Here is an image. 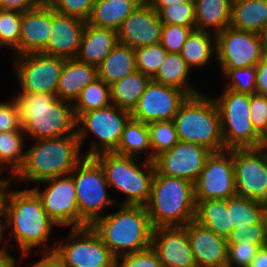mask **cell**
I'll return each mask as SVG.
<instances>
[{
    "label": "cell",
    "instance_id": "cell-43",
    "mask_svg": "<svg viewBox=\"0 0 267 267\" xmlns=\"http://www.w3.org/2000/svg\"><path fill=\"white\" fill-rule=\"evenodd\" d=\"M226 241L227 244L267 246V216L260 223L234 228Z\"/></svg>",
    "mask_w": 267,
    "mask_h": 267
},
{
    "label": "cell",
    "instance_id": "cell-8",
    "mask_svg": "<svg viewBox=\"0 0 267 267\" xmlns=\"http://www.w3.org/2000/svg\"><path fill=\"white\" fill-rule=\"evenodd\" d=\"M70 175L76 188L80 228L92 226L107 214V208L116 207L117 199L108 194L110 186L104 171L93 157H85Z\"/></svg>",
    "mask_w": 267,
    "mask_h": 267
},
{
    "label": "cell",
    "instance_id": "cell-48",
    "mask_svg": "<svg viewBox=\"0 0 267 267\" xmlns=\"http://www.w3.org/2000/svg\"><path fill=\"white\" fill-rule=\"evenodd\" d=\"M6 101H0V132L23 131L14 97Z\"/></svg>",
    "mask_w": 267,
    "mask_h": 267
},
{
    "label": "cell",
    "instance_id": "cell-20",
    "mask_svg": "<svg viewBox=\"0 0 267 267\" xmlns=\"http://www.w3.org/2000/svg\"><path fill=\"white\" fill-rule=\"evenodd\" d=\"M151 248L162 267H197L184 226L154 228Z\"/></svg>",
    "mask_w": 267,
    "mask_h": 267
},
{
    "label": "cell",
    "instance_id": "cell-28",
    "mask_svg": "<svg viewBox=\"0 0 267 267\" xmlns=\"http://www.w3.org/2000/svg\"><path fill=\"white\" fill-rule=\"evenodd\" d=\"M113 153L152 162L147 124L130 117L124 125L120 142Z\"/></svg>",
    "mask_w": 267,
    "mask_h": 267
},
{
    "label": "cell",
    "instance_id": "cell-40",
    "mask_svg": "<svg viewBox=\"0 0 267 267\" xmlns=\"http://www.w3.org/2000/svg\"><path fill=\"white\" fill-rule=\"evenodd\" d=\"M219 70L221 79L225 80L222 88L249 95L256 93V66Z\"/></svg>",
    "mask_w": 267,
    "mask_h": 267
},
{
    "label": "cell",
    "instance_id": "cell-22",
    "mask_svg": "<svg viewBox=\"0 0 267 267\" xmlns=\"http://www.w3.org/2000/svg\"><path fill=\"white\" fill-rule=\"evenodd\" d=\"M197 267H226L228 244L226 238L216 235L196 221L184 226Z\"/></svg>",
    "mask_w": 267,
    "mask_h": 267
},
{
    "label": "cell",
    "instance_id": "cell-7",
    "mask_svg": "<svg viewBox=\"0 0 267 267\" xmlns=\"http://www.w3.org/2000/svg\"><path fill=\"white\" fill-rule=\"evenodd\" d=\"M173 122L180 141L202 145L212 152L227 150L223 143L217 105L206 92L188 96Z\"/></svg>",
    "mask_w": 267,
    "mask_h": 267
},
{
    "label": "cell",
    "instance_id": "cell-24",
    "mask_svg": "<svg viewBox=\"0 0 267 267\" xmlns=\"http://www.w3.org/2000/svg\"><path fill=\"white\" fill-rule=\"evenodd\" d=\"M97 78V67L79 61L77 58L65 59L56 95L61 100L74 103L82 90Z\"/></svg>",
    "mask_w": 267,
    "mask_h": 267
},
{
    "label": "cell",
    "instance_id": "cell-41",
    "mask_svg": "<svg viewBox=\"0 0 267 267\" xmlns=\"http://www.w3.org/2000/svg\"><path fill=\"white\" fill-rule=\"evenodd\" d=\"M158 12L163 24L196 27L194 1L189 0L168 7H152Z\"/></svg>",
    "mask_w": 267,
    "mask_h": 267
},
{
    "label": "cell",
    "instance_id": "cell-33",
    "mask_svg": "<svg viewBox=\"0 0 267 267\" xmlns=\"http://www.w3.org/2000/svg\"><path fill=\"white\" fill-rule=\"evenodd\" d=\"M195 218L201 226L226 238L230 235V208L228 199L195 201Z\"/></svg>",
    "mask_w": 267,
    "mask_h": 267
},
{
    "label": "cell",
    "instance_id": "cell-54",
    "mask_svg": "<svg viewBox=\"0 0 267 267\" xmlns=\"http://www.w3.org/2000/svg\"><path fill=\"white\" fill-rule=\"evenodd\" d=\"M249 267H267V246L261 247Z\"/></svg>",
    "mask_w": 267,
    "mask_h": 267
},
{
    "label": "cell",
    "instance_id": "cell-35",
    "mask_svg": "<svg viewBox=\"0 0 267 267\" xmlns=\"http://www.w3.org/2000/svg\"><path fill=\"white\" fill-rule=\"evenodd\" d=\"M23 131L0 132V168L12 178L22 167L26 151Z\"/></svg>",
    "mask_w": 267,
    "mask_h": 267
},
{
    "label": "cell",
    "instance_id": "cell-59",
    "mask_svg": "<svg viewBox=\"0 0 267 267\" xmlns=\"http://www.w3.org/2000/svg\"><path fill=\"white\" fill-rule=\"evenodd\" d=\"M3 173H4L3 170L0 168V177H3V175H1Z\"/></svg>",
    "mask_w": 267,
    "mask_h": 267
},
{
    "label": "cell",
    "instance_id": "cell-5",
    "mask_svg": "<svg viewBox=\"0 0 267 267\" xmlns=\"http://www.w3.org/2000/svg\"><path fill=\"white\" fill-rule=\"evenodd\" d=\"M145 208L153 228L185 226L195 218L194 184L156 171Z\"/></svg>",
    "mask_w": 267,
    "mask_h": 267
},
{
    "label": "cell",
    "instance_id": "cell-18",
    "mask_svg": "<svg viewBox=\"0 0 267 267\" xmlns=\"http://www.w3.org/2000/svg\"><path fill=\"white\" fill-rule=\"evenodd\" d=\"M188 96L182 90L151 80L137 105L130 112L131 117L145 124L173 120Z\"/></svg>",
    "mask_w": 267,
    "mask_h": 267
},
{
    "label": "cell",
    "instance_id": "cell-50",
    "mask_svg": "<svg viewBox=\"0 0 267 267\" xmlns=\"http://www.w3.org/2000/svg\"><path fill=\"white\" fill-rule=\"evenodd\" d=\"M46 2L47 0H2L0 9L24 13Z\"/></svg>",
    "mask_w": 267,
    "mask_h": 267
},
{
    "label": "cell",
    "instance_id": "cell-51",
    "mask_svg": "<svg viewBox=\"0 0 267 267\" xmlns=\"http://www.w3.org/2000/svg\"><path fill=\"white\" fill-rule=\"evenodd\" d=\"M37 254L40 256L39 260L31 263L30 267H67L55 251L36 252Z\"/></svg>",
    "mask_w": 267,
    "mask_h": 267
},
{
    "label": "cell",
    "instance_id": "cell-29",
    "mask_svg": "<svg viewBox=\"0 0 267 267\" xmlns=\"http://www.w3.org/2000/svg\"><path fill=\"white\" fill-rule=\"evenodd\" d=\"M233 0H195L196 30L218 33L230 26Z\"/></svg>",
    "mask_w": 267,
    "mask_h": 267
},
{
    "label": "cell",
    "instance_id": "cell-14",
    "mask_svg": "<svg viewBox=\"0 0 267 267\" xmlns=\"http://www.w3.org/2000/svg\"><path fill=\"white\" fill-rule=\"evenodd\" d=\"M215 35L218 69L256 66L266 54L258 33L229 26Z\"/></svg>",
    "mask_w": 267,
    "mask_h": 267
},
{
    "label": "cell",
    "instance_id": "cell-27",
    "mask_svg": "<svg viewBox=\"0 0 267 267\" xmlns=\"http://www.w3.org/2000/svg\"><path fill=\"white\" fill-rule=\"evenodd\" d=\"M193 70H202L216 58V35L213 32L193 30L179 53ZM208 65V66H207ZM206 66V67H205Z\"/></svg>",
    "mask_w": 267,
    "mask_h": 267
},
{
    "label": "cell",
    "instance_id": "cell-1",
    "mask_svg": "<svg viewBox=\"0 0 267 267\" xmlns=\"http://www.w3.org/2000/svg\"><path fill=\"white\" fill-rule=\"evenodd\" d=\"M13 186V182L8 181L2 192L0 243H6L4 246L9 247V241L13 240L17 251L20 250L18 258L21 261L36 252L54 251L56 239L51 235L59 227L46 214L40 197L31 187L17 189ZM6 230L8 234H5Z\"/></svg>",
    "mask_w": 267,
    "mask_h": 267
},
{
    "label": "cell",
    "instance_id": "cell-57",
    "mask_svg": "<svg viewBox=\"0 0 267 267\" xmlns=\"http://www.w3.org/2000/svg\"><path fill=\"white\" fill-rule=\"evenodd\" d=\"M10 180H11V178L0 177V206H1V197H2L3 189H4L5 185L7 184V182Z\"/></svg>",
    "mask_w": 267,
    "mask_h": 267
},
{
    "label": "cell",
    "instance_id": "cell-6",
    "mask_svg": "<svg viewBox=\"0 0 267 267\" xmlns=\"http://www.w3.org/2000/svg\"><path fill=\"white\" fill-rule=\"evenodd\" d=\"M102 167L111 189L121 192L120 205L145 206L150 198L156 173L154 162L115 153H100L93 157Z\"/></svg>",
    "mask_w": 267,
    "mask_h": 267
},
{
    "label": "cell",
    "instance_id": "cell-38",
    "mask_svg": "<svg viewBox=\"0 0 267 267\" xmlns=\"http://www.w3.org/2000/svg\"><path fill=\"white\" fill-rule=\"evenodd\" d=\"M152 148V162L161 153L170 150L179 142L173 120L155 121L147 124Z\"/></svg>",
    "mask_w": 267,
    "mask_h": 267
},
{
    "label": "cell",
    "instance_id": "cell-30",
    "mask_svg": "<svg viewBox=\"0 0 267 267\" xmlns=\"http://www.w3.org/2000/svg\"><path fill=\"white\" fill-rule=\"evenodd\" d=\"M141 0H96L87 23L117 31Z\"/></svg>",
    "mask_w": 267,
    "mask_h": 267
},
{
    "label": "cell",
    "instance_id": "cell-12",
    "mask_svg": "<svg viewBox=\"0 0 267 267\" xmlns=\"http://www.w3.org/2000/svg\"><path fill=\"white\" fill-rule=\"evenodd\" d=\"M65 59L42 53L15 56L13 69L19 84L17 93H49L56 95Z\"/></svg>",
    "mask_w": 267,
    "mask_h": 267
},
{
    "label": "cell",
    "instance_id": "cell-31",
    "mask_svg": "<svg viewBox=\"0 0 267 267\" xmlns=\"http://www.w3.org/2000/svg\"><path fill=\"white\" fill-rule=\"evenodd\" d=\"M136 70L135 50L119 42L97 67L98 78L109 86Z\"/></svg>",
    "mask_w": 267,
    "mask_h": 267
},
{
    "label": "cell",
    "instance_id": "cell-21",
    "mask_svg": "<svg viewBox=\"0 0 267 267\" xmlns=\"http://www.w3.org/2000/svg\"><path fill=\"white\" fill-rule=\"evenodd\" d=\"M86 21L57 13L51 6V28L46 47L40 52L64 59L76 58Z\"/></svg>",
    "mask_w": 267,
    "mask_h": 267
},
{
    "label": "cell",
    "instance_id": "cell-39",
    "mask_svg": "<svg viewBox=\"0 0 267 267\" xmlns=\"http://www.w3.org/2000/svg\"><path fill=\"white\" fill-rule=\"evenodd\" d=\"M22 13L0 9V45L19 55Z\"/></svg>",
    "mask_w": 267,
    "mask_h": 267
},
{
    "label": "cell",
    "instance_id": "cell-3",
    "mask_svg": "<svg viewBox=\"0 0 267 267\" xmlns=\"http://www.w3.org/2000/svg\"><path fill=\"white\" fill-rule=\"evenodd\" d=\"M27 140L76 133L73 103L49 93H17L14 96Z\"/></svg>",
    "mask_w": 267,
    "mask_h": 267
},
{
    "label": "cell",
    "instance_id": "cell-11",
    "mask_svg": "<svg viewBox=\"0 0 267 267\" xmlns=\"http://www.w3.org/2000/svg\"><path fill=\"white\" fill-rule=\"evenodd\" d=\"M66 237L56 240L54 251L67 267H115L116 257L92 228H70Z\"/></svg>",
    "mask_w": 267,
    "mask_h": 267
},
{
    "label": "cell",
    "instance_id": "cell-34",
    "mask_svg": "<svg viewBox=\"0 0 267 267\" xmlns=\"http://www.w3.org/2000/svg\"><path fill=\"white\" fill-rule=\"evenodd\" d=\"M152 79L136 70L110 85L111 102L118 108L132 111Z\"/></svg>",
    "mask_w": 267,
    "mask_h": 267
},
{
    "label": "cell",
    "instance_id": "cell-58",
    "mask_svg": "<svg viewBox=\"0 0 267 267\" xmlns=\"http://www.w3.org/2000/svg\"><path fill=\"white\" fill-rule=\"evenodd\" d=\"M259 149L264 153L267 159V137L262 138Z\"/></svg>",
    "mask_w": 267,
    "mask_h": 267
},
{
    "label": "cell",
    "instance_id": "cell-15",
    "mask_svg": "<svg viewBox=\"0 0 267 267\" xmlns=\"http://www.w3.org/2000/svg\"><path fill=\"white\" fill-rule=\"evenodd\" d=\"M236 197L267 205V159L259 148H233Z\"/></svg>",
    "mask_w": 267,
    "mask_h": 267
},
{
    "label": "cell",
    "instance_id": "cell-45",
    "mask_svg": "<svg viewBox=\"0 0 267 267\" xmlns=\"http://www.w3.org/2000/svg\"><path fill=\"white\" fill-rule=\"evenodd\" d=\"M96 0H47L55 12L88 21Z\"/></svg>",
    "mask_w": 267,
    "mask_h": 267
},
{
    "label": "cell",
    "instance_id": "cell-19",
    "mask_svg": "<svg viewBox=\"0 0 267 267\" xmlns=\"http://www.w3.org/2000/svg\"><path fill=\"white\" fill-rule=\"evenodd\" d=\"M162 26L158 12L148 2H142L120 25L117 39L134 50L155 45L160 43Z\"/></svg>",
    "mask_w": 267,
    "mask_h": 267
},
{
    "label": "cell",
    "instance_id": "cell-42",
    "mask_svg": "<svg viewBox=\"0 0 267 267\" xmlns=\"http://www.w3.org/2000/svg\"><path fill=\"white\" fill-rule=\"evenodd\" d=\"M167 53L160 43L135 49L136 69L152 79L161 67Z\"/></svg>",
    "mask_w": 267,
    "mask_h": 267
},
{
    "label": "cell",
    "instance_id": "cell-55",
    "mask_svg": "<svg viewBox=\"0 0 267 267\" xmlns=\"http://www.w3.org/2000/svg\"><path fill=\"white\" fill-rule=\"evenodd\" d=\"M189 0H149L151 7H168L174 4H180Z\"/></svg>",
    "mask_w": 267,
    "mask_h": 267
},
{
    "label": "cell",
    "instance_id": "cell-16",
    "mask_svg": "<svg viewBox=\"0 0 267 267\" xmlns=\"http://www.w3.org/2000/svg\"><path fill=\"white\" fill-rule=\"evenodd\" d=\"M233 148L212 152L194 183L195 201L235 197Z\"/></svg>",
    "mask_w": 267,
    "mask_h": 267
},
{
    "label": "cell",
    "instance_id": "cell-44",
    "mask_svg": "<svg viewBox=\"0 0 267 267\" xmlns=\"http://www.w3.org/2000/svg\"><path fill=\"white\" fill-rule=\"evenodd\" d=\"M196 27L163 24L160 44L168 53H180L183 44Z\"/></svg>",
    "mask_w": 267,
    "mask_h": 267
},
{
    "label": "cell",
    "instance_id": "cell-13",
    "mask_svg": "<svg viewBox=\"0 0 267 267\" xmlns=\"http://www.w3.org/2000/svg\"><path fill=\"white\" fill-rule=\"evenodd\" d=\"M41 184L46 188L41 189ZM31 188L40 197L46 214L59 229L80 228L76 188L70 174L43 180Z\"/></svg>",
    "mask_w": 267,
    "mask_h": 267
},
{
    "label": "cell",
    "instance_id": "cell-32",
    "mask_svg": "<svg viewBox=\"0 0 267 267\" xmlns=\"http://www.w3.org/2000/svg\"><path fill=\"white\" fill-rule=\"evenodd\" d=\"M267 25V0H233L230 27L260 33Z\"/></svg>",
    "mask_w": 267,
    "mask_h": 267
},
{
    "label": "cell",
    "instance_id": "cell-4",
    "mask_svg": "<svg viewBox=\"0 0 267 267\" xmlns=\"http://www.w3.org/2000/svg\"><path fill=\"white\" fill-rule=\"evenodd\" d=\"M116 206L92 225L112 254L119 257L151 247L154 228L145 206Z\"/></svg>",
    "mask_w": 267,
    "mask_h": 267
},
{
    "label": "cell",
    "instance_id": "cell-25",
    "mask_svg": "<svg viewBox=\"0 0 267 267\" xmlns=\"http://www.w3.org/2000/svg\"><path fill=\"white\" fill-rule=\"evenodd\" d=\"M117 43V31L86 23L76 58L98 67Z\"/></svg>",
    "mask_w": 267,
    "mask_h": 267
},
{
    "label": "cell",
    "instance_id": "cell-49",
    "mask_svg": "<svg viewBox=\"0 0 267 267\" xmlns=\"http://www.w3.org/2000/svg\"><path fill=\"white\" fill-rule=\"evenodd\" d=\"M259 245L228 244L226 267H249Z\"/></svg>",
    "mask_w": 267,
    "mask_h": 267
},
{
    "label": "cell",
    "instance_id": "cell-46",
    "mask_svg": "<svg viewBox=\"0 0 267 267\" xmlns=\"http://www.w3.org/2000/svg\"><path fill=\"white\" fill-rule=\"evenodd\" d=\"M249 113L253 128L261 138H265L267 124V96L256 93L250 95Z\"/></svg>",
    "mask_w": 267,
    "mask_h": 267
},
{
    "label": "cell",
    "instance_id": "cell-9",
    "mask_svg": "<svg viewBox=\"0 0 267 267\" xmlns=\"http://www.w3.org/2000/svg\"><path fill=\"white\" fill-rule=\"evenodd\" d=\"M130 117V111L113 104L82 113L76 120V133L81 148L90 139L89 148L83 151L84 156L94 157L100 153L114 152Z\"/></svg>",
    "mask_w": 267,
    "mask_h": 267
},
{
    "label": "cell",
    "instance_id": "cell-56",
    "mask_svg": "<svg viewBox=\"0 0 267 267\" xmlns=\"http://www.w3.org/2000/svg\"><path fill=\"white\" fill-rule=\"evenodd\" d=\"M262 47L265 53H267V25L259 33Z\"/></svg>",
    "mask_w": 267,
    "mask_h": 267
},
{
    "label": "cell",
    "instance_id": "cell-2",
    "mask_svg": "<svg viewBox=\"0 0 267 267\" xmlns=\"http://www.w3.org/2000/svg\"><path fill=\"white\" fill-rule=\"evenodd\" d=\"M26 144L22 167L10 181L19 187L66 176L85 158L77 133L67 136L32 140ZM21 184V185H20Z\"/></svg>",
    "mask_w": 267,
    "mask_h": 267
},
{
    "label": "cell",
    "instance_id": "cell-17",
    "mask_svg": "<svg viewBox=\"0 0 267 267\" xmlns=\"http://www.w3.org/2000/svg\"><path fill=\"white\" fill-rule=\"evenodd\" d=\"M211 153L212 151L202 145L179 140L170 150L158 155L154 164L159 174L188 180L194 184Z\"/></svg>",
    "mask_w": 267,
    "mask_h": 267
},
{
    "label": "cell",
    "instance_id": "cell-37",
    "mask_svg": "<svg viewBox=\"0 0 267 267\" xmlns=\"http://www.w3.org/2000/svg\"><path fill=\"white\" fill-rule=\"evenodd\" d=\"M110 86L102 79L97 78L91 82L73 103L76 119L82 114L92 110L111 105Z\"/></svg>",
    "mask_w": 267,
    "mask_h": 267
},
{
    "label": "cell",
    "instance_id": "cell-53",
    "mask_svg": "<svg viewBox=\"0 0 267 267\" xmlns=\"http://www.w3.org/2000/svg\"><path fill=\"white\" fill-rule=\"evenodd\" d=\"M0 246V267H19L17 264H19L20 260H17L18 256L10 254V247L1 245V243Z\"/></svg>",
    "mask_w": 267,
    "mask_h": 267
},
{
    "label": "cell",
    "instance_id": "cell-47",
    "mask_svg": "<svg viewBox=\"0 0 267 267\" xmlns=\"http://www.w3.org/2000/svg\"><path fill=\"white\" fill-rule=\"evenodd\" d=\"M115 267H162L155 251L149 247L143 251L116 257Z\"/></svg>",
    "mask_w": 267,
    "mask_h": 267
},
{
    "label": "cell",
    "instance_id": "cell-10",
    "mask_svg": "<svg viewBox=\"0 0 267 267\" xmlns=\"http://www.w3.org/2000/svg\"><path fill=\"white\" fill-rule=\"evenodd\" d=\"M212 98L219 111L225 148H259L262 138L250 120V95L223 88Z\"/></svg>",
    "mask_w": 267,
    "mask_h": 267
},
{
    "label": "cell",
    "instance_id": "cell-52",
    "mask_svg": "<svg viewBox=\"0 0 267 267\" xmlns=\"http://www.w3.org/2000/svg\"><path fill=\"white\" fill-rule=\"evenodd\" d=\"M256 94L267 96V53L256 65Z\"/></svg>",
    "mask_w": 267,
    "mask_h": 267
},
{
    "label": "cell",
    "instance_id": "cell-36",
    "mask_svg": "<svg viewBox=\"0 0 267 267\" xmlns=\"http://www.w3.org/2000/svg\"><path fill=\"white\" fill-rule=\"evenodd\" d=\"M230 232L236 227L260 223L267 216V205L245 198H228Z\"/></svg>",
    "mask_w": 267,
    "mask_h": 267
},
{
    "label": "cell",
    "instance_id": "cell-26",
    "mask_svg": "<svg viewBox=\"0 0 267 267\" xmlns=\"http://www.w3.org/2000/svg\"><path fill=\"white\" fill-rule=\"evenodd\" d=\"M179 53H167L165 60L152 80L156 83L177 88L189 96L203 91L196 87L191 77L194 73ZM192 82V83H191Z\"/></svg>",
    "mask_w": 267,
    "mask_h": 267
},
{
    "label": "cell",
    "instance_id": "cell-23",
    "mask_svg": "<svg viewBox=\"0 0 267 267\" xmlns=\"http://www.w3.org/2000/svg\"><path fill=\"white\" fill-rule=\"evenodd\" d=\"M51 28V5L45 4L22 13L19 55L40 53L48 42Z\"/></svg>",
    "mask_w": 267,
    "mask_h": 267
}]
</instances>
